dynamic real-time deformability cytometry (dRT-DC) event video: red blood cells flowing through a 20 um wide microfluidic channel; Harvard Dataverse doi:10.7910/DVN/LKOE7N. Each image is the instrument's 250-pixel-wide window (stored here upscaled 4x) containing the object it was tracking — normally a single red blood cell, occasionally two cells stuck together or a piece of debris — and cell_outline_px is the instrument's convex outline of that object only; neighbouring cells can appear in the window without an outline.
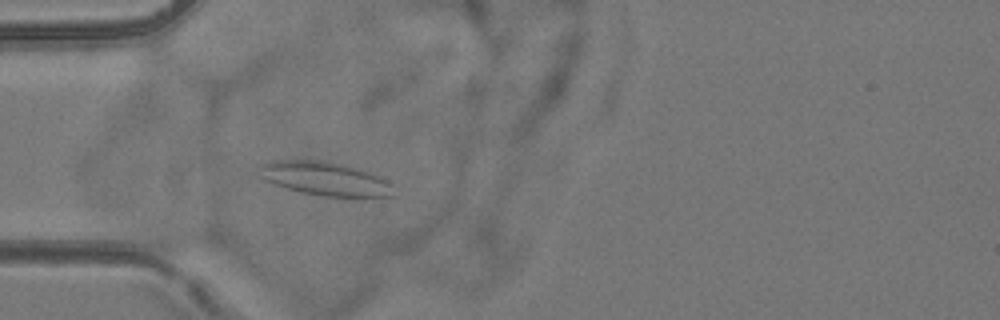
{"species": "common noctule bat (a hibernating species)", "species_latin": "Nyctalus noctula", "temperature_condition": "room temperature", "stored_images_in_passage": 5, "camera_frame_rate_fps": 3000, "um_per_image_px": 0.085, "animal": {"sex": "female", "body_mass_g": 24.6, "forearm_length_mm": 56.2}, "frame": {"image": 1, "passage_image": 5, "time_ms": 5.333, "image_size_px": [1000, 320], "cell_outline_px": [[396, 196], [320, 196], [300, 192], [264, 180], [260, 164], [276, 160], [324, 160], [360, 168], [380, 176], [396, 184]], "centroid_in_image_um": [27.75, 15.19], "position_along_channel_um": 57.2, "area_um2": 26.47}}